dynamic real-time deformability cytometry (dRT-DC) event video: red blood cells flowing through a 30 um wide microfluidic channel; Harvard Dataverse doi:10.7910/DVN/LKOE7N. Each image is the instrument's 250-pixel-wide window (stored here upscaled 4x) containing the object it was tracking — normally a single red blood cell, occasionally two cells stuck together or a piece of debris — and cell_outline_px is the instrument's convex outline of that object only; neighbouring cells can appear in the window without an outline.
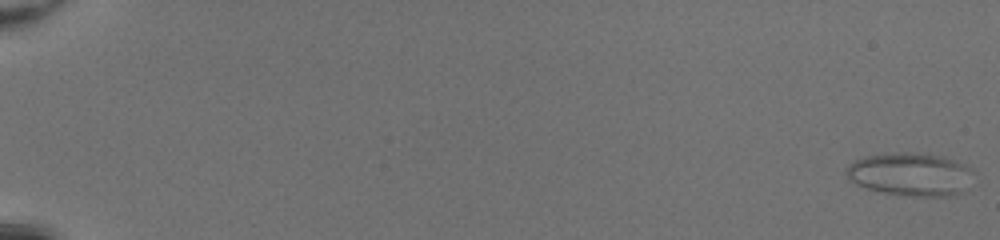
{"species": "common noctule bat (a hibernating species)", "species_latin": "Nyctalus noctula", "temperature_condition": "room temperature", "stored_images_in_passage": 51, "camera_frame_rate_fps": 3000, "um_per_image_px": 0.085, "animal": {"sex": "female", "body_mass_g": 20.0, "forearm_length_mm": 54.0}, "frame": {"image": 1, "passage_image": 1, "time_ms": 0.0, "image_size_px": [1000, 240], "cell_outline_px": [[972, 172], [964, 192], [952, 196], [904, 196], [884, 192], [868, 188], [856, 184], [844, 172], [844, 168], [852, 160], [864, 156], [892, 152], [928, 152], [944, 156], [964, 164], [972, 168]], "centroid_in_image_um": [77.37, 14.79], "position_along_channel_um": 7.6, "area_um2": 32.48}}
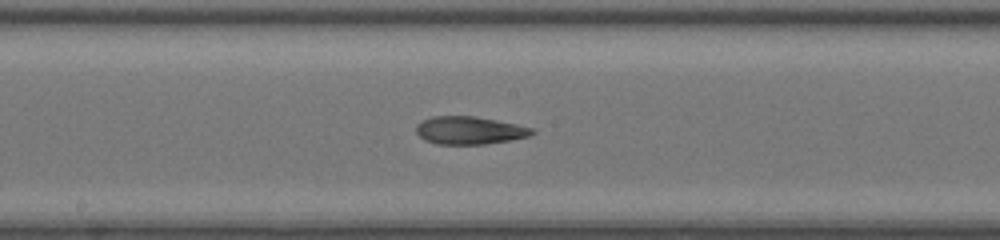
{"frame": {"image": 2, "passage_image": 30, "time_ms": 9.667, "image_size_px": [1000, 240], "cell_outline_px": [[536, 132], [528, 136], [508, 140], [484, 144], [436, 144], [424, 140], [416, 132], [416, 124], [432, 116], [476, 116], [516, 124], [532, 128]], "centroid_in_image_um": [39.87, 11.08], "position_along_channel_um": 208.3, "area_um2": 18.67}}
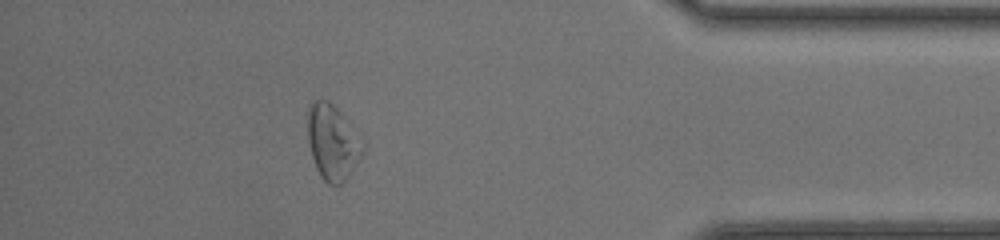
{"frame": {"image": 3, "passage_image": 46, "time_ms": 15.0, "image_size_px": [1000, 240], "cell_outline_px": [[364, 148], [360, 156], [348, 176], [340, 184], [328, 184], [320, 176], [316, 168], [312, 156], [308, 140], [308, 104], [312, 100], [328, 100], [340, 112], [360, 136], [364, 144]], "centroid_in_image_um": [28.24, 12.07], "position_along_channel_um": 407.0, "area_um2": 23.81}, "authors_computed_cell_mechanics": {"area_um2": 22.542, "velocity_mm_per_s": 4.3141, "shape_relaxation_time_tau1_ms": 10.7908, "shape_relaxation_time_tau2_ms": 1.7764, "deformation_change_tau1": 0.3015, "deformation_change_tau2": 0.1105}}